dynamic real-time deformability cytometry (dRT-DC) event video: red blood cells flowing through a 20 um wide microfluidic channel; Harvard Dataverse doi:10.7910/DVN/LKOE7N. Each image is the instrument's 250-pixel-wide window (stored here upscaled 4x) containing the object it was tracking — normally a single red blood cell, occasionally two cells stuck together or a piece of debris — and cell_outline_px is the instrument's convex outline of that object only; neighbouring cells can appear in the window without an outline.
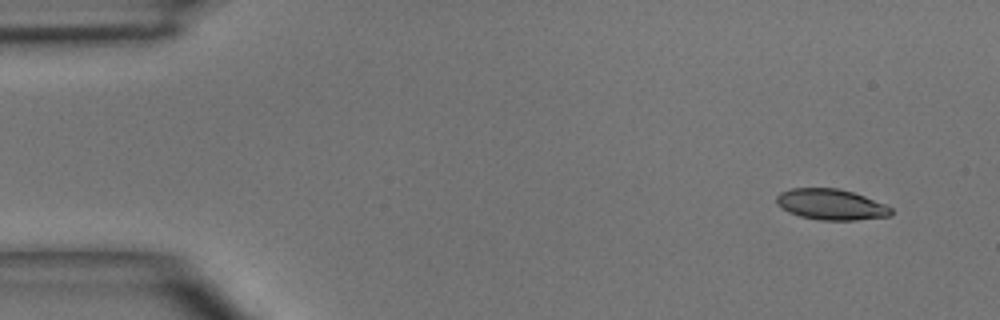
{"species": "common noctule bat (a hibernating species)", "species_latin": "Nyctalus noctula", "temperature_condition": "room temperature", "stored_images_in_passage": 4, "camera_frame_rate_fps": 3000, "um_per_image_px": 0.085, "animal": {"sex": "male", "body_mass_g": 15.6}, "frame": {"image": 1, "passage_image": 1, "time_ms": 0.0, "image_size_px": [1000, 320], "cell_outline_px": [[892, 216], [856, 220], [820, 220], [800, 216], [788, 212], [776, 204], [776, 196], [780, 192], [788, 188], [836, 188], [852, 192], [864, 196], [884, 204], [892, 208]], "centroid_in_image_um": [70.61, 17.38], "position_along_channel_um": 14.4, "area_um2": 20.63}}
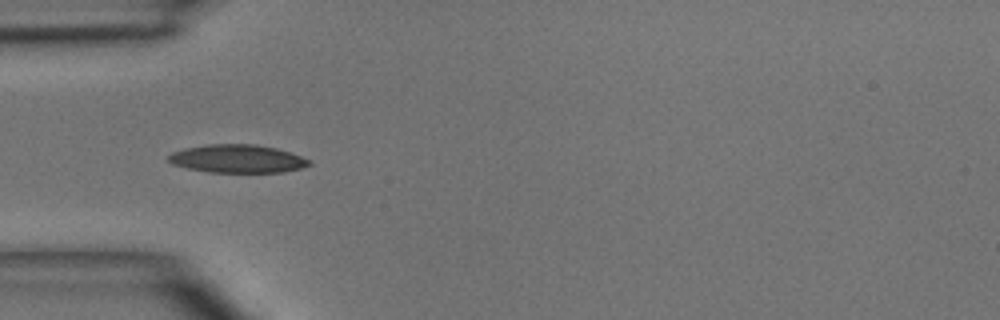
{"frame": {"image": 2, "passage_image": 4, "time_ms": 3.667, "image_size_px": [1000, 320], "cell_outline_px": [[312, 164], [300, 168], [284, 172], [208, 172], [188, 168], [172, 164], [168, 160], [168, 156], [172, 152], [184, 148], [208, 144], [256, 144], [276, 148], [300, 156], [308, 160]], "centroid_in_image_um": [20.15, 13.49], "position_along_channel_um": 64.9, "area_um2": 22.95}}